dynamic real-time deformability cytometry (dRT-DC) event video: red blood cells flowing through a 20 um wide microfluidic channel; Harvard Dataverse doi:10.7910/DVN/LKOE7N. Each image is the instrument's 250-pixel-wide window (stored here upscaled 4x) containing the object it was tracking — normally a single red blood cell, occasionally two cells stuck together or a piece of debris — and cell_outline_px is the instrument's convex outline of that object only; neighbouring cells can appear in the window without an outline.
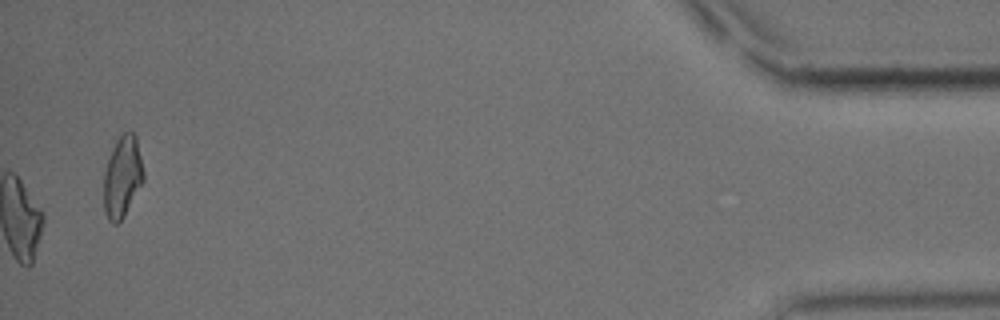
{"species": "common noctule bat (a hibernating species)", "species_latin": "Nyctalus noctula", "temperature_condition": "cold", "stored_images_in_passage": 58, "camera_frame_rate_fps": 3000, "um_per_image_px": 0.085, "animal": {"sex": "male", "body_mass_g": 15.6}, "frame": {"image": 1, "passage_image": 58, "time_ms": 19.0, "image_size_px": [1000, 320], "cell_outline_px": [[144, 180], [124, 216], [116, 224], [112, 224], [108, 220], [104, 212], [104, 172], [108, 160], [116, 140], [124, 132], [132, 132], [136, 136], [144, 172]], "centroid_in_image_um": [10.4, 15.05], "position_along_channel_um": 424.8, "area_um2": 18.73}, "authors_computed_cell_mechanics": {"area_um2": 21.4149, "velocity_mm_per_s": 3.5055, "shape_relaxation_time_tau1_ms": 6.995, "shape_relaxation_time_tau2_ms": 8.0614, "deformation_change_tau1": 0.194, "deformation_change_tau2": 0.1884}}